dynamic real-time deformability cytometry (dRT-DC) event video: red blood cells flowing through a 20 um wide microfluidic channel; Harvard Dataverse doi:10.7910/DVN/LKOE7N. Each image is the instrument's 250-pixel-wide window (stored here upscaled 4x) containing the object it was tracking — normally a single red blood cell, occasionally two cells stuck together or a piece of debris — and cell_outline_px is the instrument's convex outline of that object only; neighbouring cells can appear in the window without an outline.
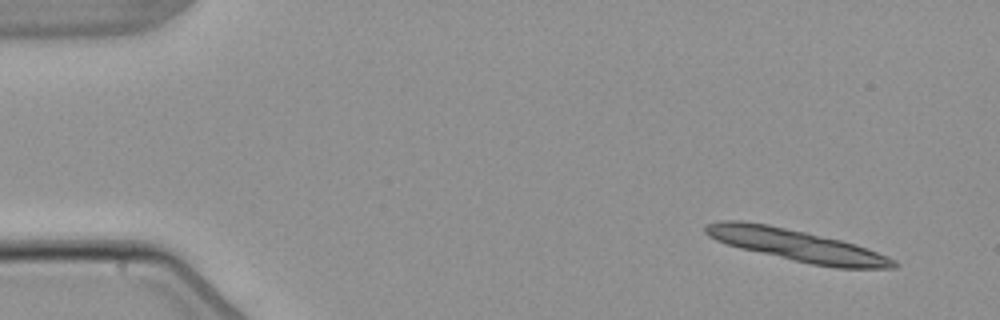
{"species": "common noctule bat (a hibernating species)", "species_latin": "Nyctalus noctula", "temperature_condition": "warm", "stored_images_in_passage": 5, "camera_frame_rate_fps": 3000, "um_per_image_px": 0.085, "animal": {"sex": "male", "body_mass_g": 21.5, "forearm_length_mm": 52.0}, "frame": {"image": 1, "passage_image": 1, "time_ms": 0.0, "image_size_px": [1000, 320], "cell_outline_px": [[900, 264], [896, 268], [836, 268], [812, 264], [740, 248], [716, 240], [708, 236], [704, 232], [704, 228], [708, 224], [720, 220], [740, 220], [768, 224], [840, 240], [856, 244], [868, 248], [896, 260]], "centroid_in_image_um": [67.74, 20.85], "position_along_channel_um": 17.3, "area_um2": 34.56}}
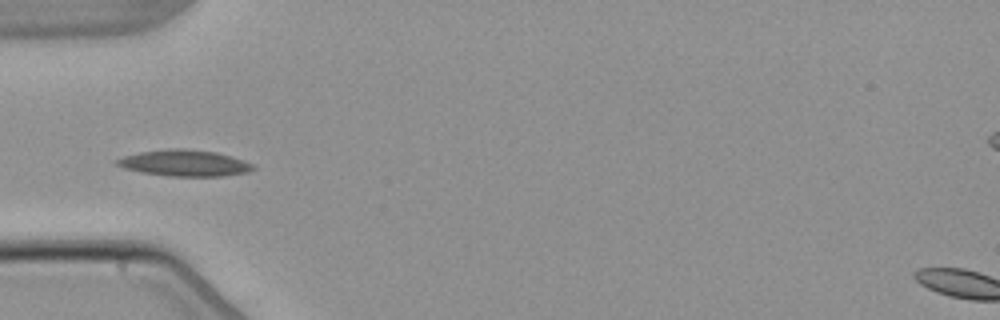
{"frame": {"image": 2, "passage_image": 5, "time_ms": 4.667, "image_size_px": [1000, 320], "cell_outline_px": [[256, 168], [248, 172], [224, 176], [168, 176], [140, 172], [124, 168], [116, 164], [112, 160], [124, 156], [140, 152], [176, 148], [180, 148], [216, 152], [232, 156], [252, 164]], "centroid_in_image_um": [15.67, 13.87], "position_along_channel_um": 69.3, "area_um2": 20.81}}